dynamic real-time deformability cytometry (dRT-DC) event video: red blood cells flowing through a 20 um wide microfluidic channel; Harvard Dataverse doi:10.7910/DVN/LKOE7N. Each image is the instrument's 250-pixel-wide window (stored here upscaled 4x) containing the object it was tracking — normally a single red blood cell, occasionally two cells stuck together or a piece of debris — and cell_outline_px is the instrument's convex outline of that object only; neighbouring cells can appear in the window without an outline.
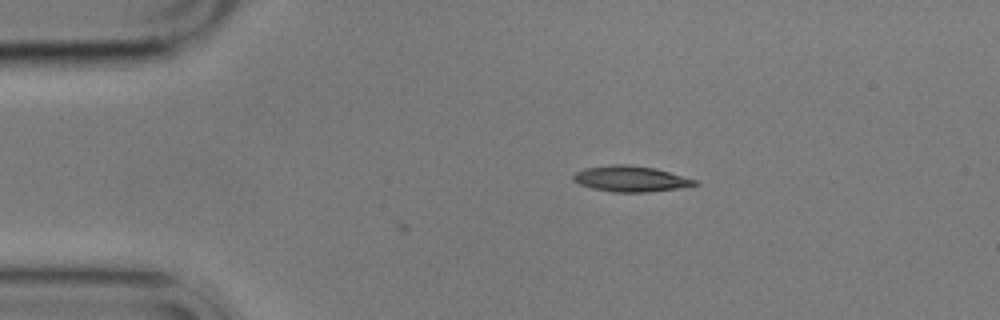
{"species": "common noctule bat (a hibernating species)", "species_latin": "Nyctalus noctula", "temperature_condition": "cold", "stored_images_in_passage": 3, "camera_frame_rate_fps": 3000, "um_per_image_px": 0.085, "animal": {"sex": "male", "body_mass_g": 17.9}, "frame": {"image": 1, "passage_image": 3, "time_ms": 2.333, "image_size_px": [1000, 320], "cell_outline_px": [[700, 184], [680, 188], [648, 192], [612, 192], [592, 188], [580, 184], [572, 180], [572, 176], [576, 172], [584, 168], [612, 164], [628, 164], [656, 168], [696, 180]], "centroid_in_image_um": [53.6, 15.19], "position_along_channel_um": 31.4, "area_um2": 18.32}}